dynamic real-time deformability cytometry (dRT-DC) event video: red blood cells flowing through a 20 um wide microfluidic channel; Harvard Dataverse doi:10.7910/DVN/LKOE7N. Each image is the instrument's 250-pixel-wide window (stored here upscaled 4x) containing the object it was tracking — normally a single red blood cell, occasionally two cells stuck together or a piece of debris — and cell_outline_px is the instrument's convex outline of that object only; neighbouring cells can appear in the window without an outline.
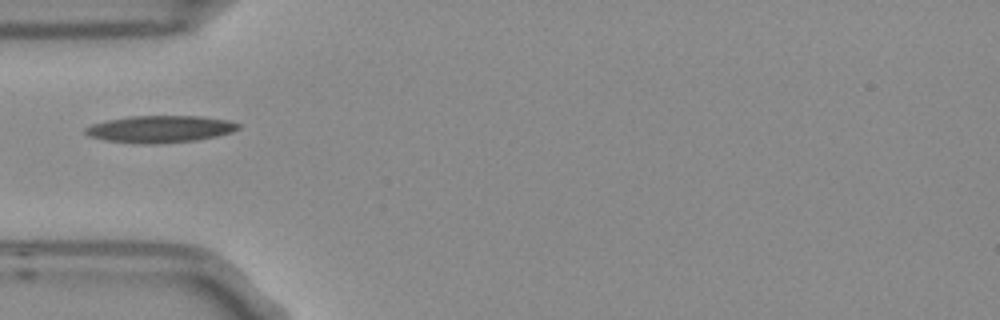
{"species": "Egyptian fruit bat (a non-hibernating species)", "species_latin": "Rousettus aegyptiacus", "temperature_condition": "room temperature", "stored_images_in_passage": 2, "camera_frame_rate_fps": 3000, "um_per_image_px": 0.085, "frame": {"image": 1, "passage_image": 1, "time_ms": 0.0, "image_size_px": [1000, 320], "cell_outline_px": [[240, 128], [232, 132], [216, 136], [196, 140], [156, 144], [148, 144], [104, 140], [88, 136], [84, 132], [84, 128], [92, 124], [108, 120], [128, 116], [200, 116], [228, 120], [240, 124]], "centroid_in_image_um": [13.6, 10.97], "position_along_channel_um": 71.4, "area_um2": 24.04}}